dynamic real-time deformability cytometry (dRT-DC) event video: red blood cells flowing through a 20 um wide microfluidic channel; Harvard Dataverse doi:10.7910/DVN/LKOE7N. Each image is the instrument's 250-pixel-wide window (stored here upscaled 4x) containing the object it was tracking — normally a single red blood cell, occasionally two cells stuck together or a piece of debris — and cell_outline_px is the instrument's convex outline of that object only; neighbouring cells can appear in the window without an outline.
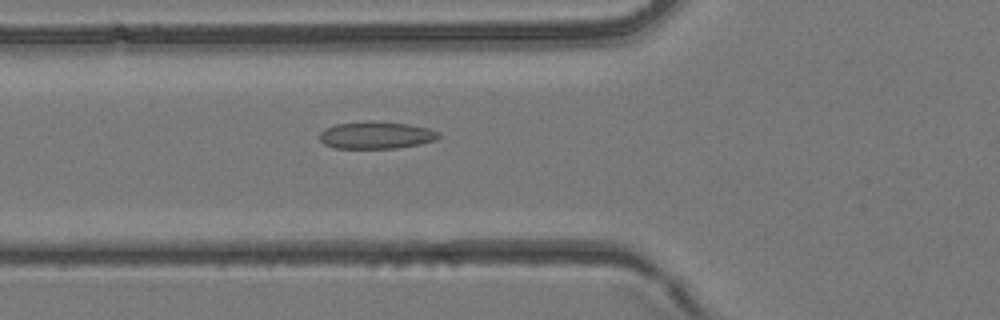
{"species": "common noctule bat (a hibernating species)", "species_latin": "Nyctalus noctula", "temperature_condition": "room temperature", "stored_images_in_passage": 40, "camera_frame_rate_fps": 3000, "um_per_image_px": 0.085, "animal": {"sex": "female", "body_mass_g": 24.6, "forearm_length_mm": 56.2}, "frame": {"image": 1, "passage_image": 15, "time_ms": 4.667, "image_size_px": [1000, 320], "cell_outline_px": [[440, 136], [436, 140], [420, 144], [396, 148], [336, 148], [324, 144], [320, 140], [320, 132], [324, 128], [336, 124], [368, 120], [372, 120], [408, 124], [428, 128], [440, 132]], "centroid_in_image_um": [31.97, 11.48], "position_along_channel_um": 93.8, "area_um2": 19.07}}
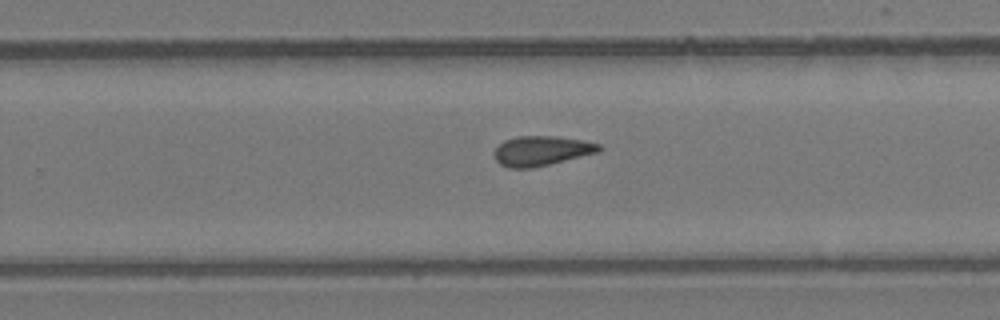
{"frame": {"image": 2, "passage_image": 26, "time_ms": 8.333, "image_size_px": [1000, 320], "cell_outline_px": [[604, 148], [600, 152], [532, 168], [508, 168], [500, 164], [496, 160], [492, 152], [504, 140], [516, 136], [556, 136], [584, 140], [600, 144]], "centroid_in_image_um": [46.04, 12.81], "position_along_channel_um": 283.8, "area_um2": 18.38}}
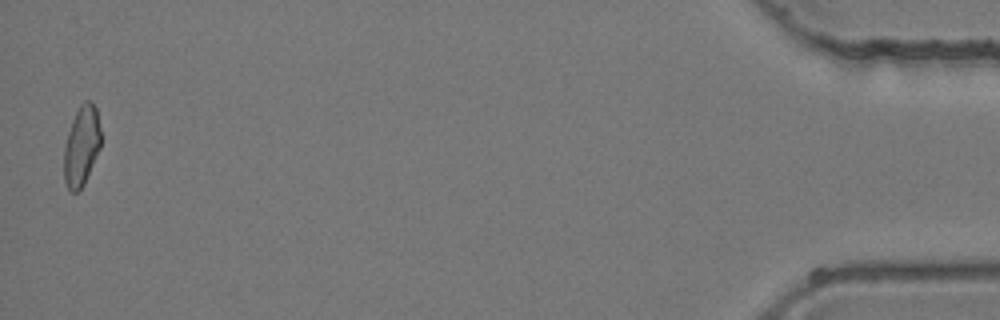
{"frame": {"image": 3, "passage_image": 40, "time_ms": 13.0, "image_size_px": [1000, 320], "cell_outline_px": [[100, 148], [84, 184], [76, 192], [72, 192], [68, 188], [64, 180], [64, 148], [68, 132], [72, 120], [80, 104], [84, 100], [92, 100], [96, 108], [100, 128]], "centroid_in_image_um": [6.93, 12.37], "position_along_channel_um": 428.3, "area_um2": 17.11}}